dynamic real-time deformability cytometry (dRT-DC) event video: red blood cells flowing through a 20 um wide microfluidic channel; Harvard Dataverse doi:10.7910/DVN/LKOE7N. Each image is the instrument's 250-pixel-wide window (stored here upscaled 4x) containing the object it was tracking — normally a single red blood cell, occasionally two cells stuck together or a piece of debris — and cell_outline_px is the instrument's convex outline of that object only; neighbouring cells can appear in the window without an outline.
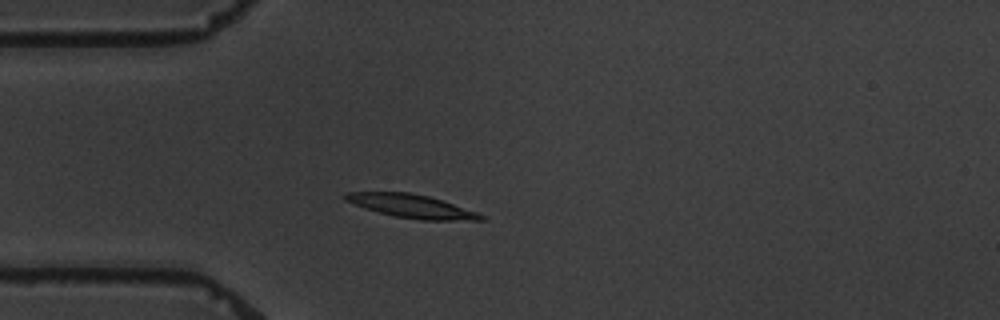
{"species": "common noctule bat (a hibernating species)", "species_latin": "Nyctalus noctula", "temperature_condition": "warm", "stored_images_in_passage": 3, "camera_frame_rate_fps": 3000, "um_per_image_px": 0.085, "animal": {"sex": "male", "body_mass_g": 19.5, "forearm_length_mm": 54.6}, "frame": {"image": 1, "passage_image": 3, "time_ms": 2.667, "image_size_px": [1000, 320], "cell_outline_px": [[484, 220], [420, 220], [396, 216], [364, 208], [344, 200], [340, 196], [348, 192], [412, 192], [428, 196], [476, 212], [484, 216]], "centroid_in_image_um": [34.92, 17.51], "position_along_channel_um": 50.1, "area_um2": 18.21}}